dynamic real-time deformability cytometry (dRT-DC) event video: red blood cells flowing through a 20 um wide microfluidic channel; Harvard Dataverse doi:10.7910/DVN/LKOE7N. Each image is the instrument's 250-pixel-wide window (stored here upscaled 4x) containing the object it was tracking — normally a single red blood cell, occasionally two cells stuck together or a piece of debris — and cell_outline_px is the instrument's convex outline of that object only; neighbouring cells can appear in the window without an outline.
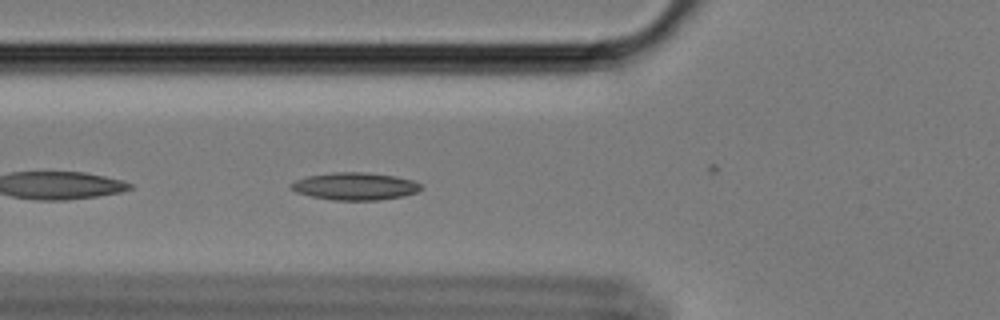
{"species": "Egyptian fruit bat (a non-hibernating species)", "species_latin": "Rousettus aegyptiacus", "temperature_condition": "cold", "stored_images_in_passage": 11, "camera_frame_rate_fps": 3000, "um_per_image_px": 0.085, "animal": {"sex": "female"}, "frame": {"image": 1, "passage_image": 5, "time_ms": 1.333, "image_size_px": [1000, 320], "cell_outline_px": [[424, 188], [416, 192], [404, 196], [380, 200], [332, 200], [312, 196], [296, 192], [288, 188], [288, 184], [296, 180], [308, 176], [332, 172], [364, 172], [396, 176], [412, 180], [420, 184]], "centroid_in_image_um": [30.16, 15.83], "position_along_channel_um": 95.6, "area_um2": 20.92}}
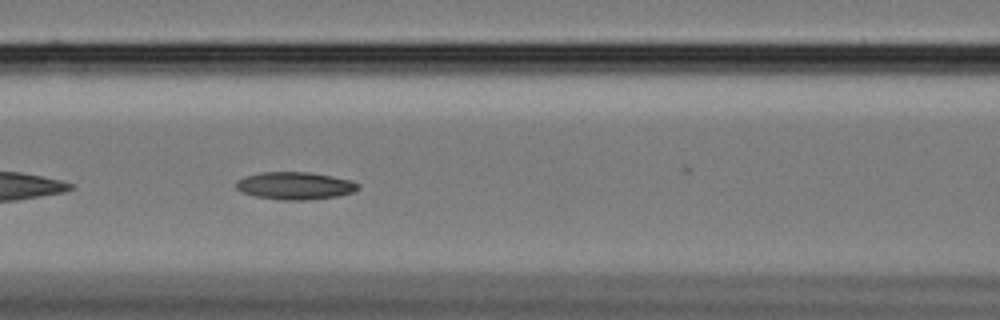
{"frame": {"image": 2, "passage_image": 9, "time_ms": 2.667, "image_size_px": [1000, 320], "cell_outline_px": [[360, 188], [352, 192], [336, 196], [308, 200], [280, 200], [256, 196], [240, 192], [236, 188], [236, 180], [244, 176], [260, 172], [308, 172], [332, 176], [352, 180], [360, 184]], "centroid_in_image_um": [25.06, 15.78], "position_along_channel_um": 141.5, "area_um2": 19.71}}
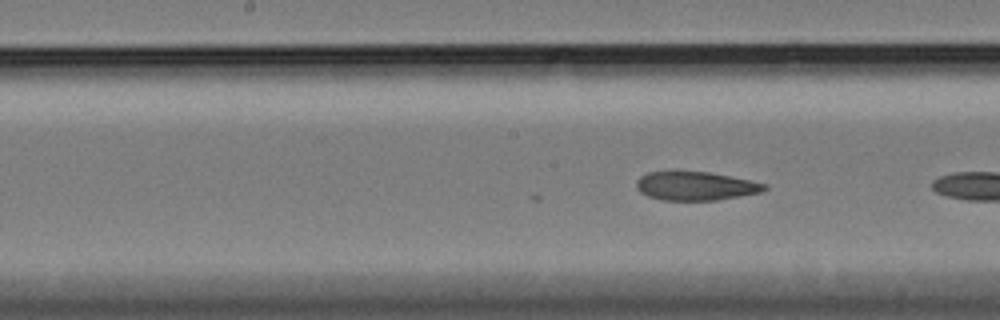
{"frame": {"image": 3, "passage_image": 11, "time_ms": 3.333, "image_size_px": [1000, 320], "cell_outline_px": [[768, 188], [760, 192], [740, 196], [716, 200], [664, 200], [648, 196], [640, 192], [636, 188], [636, 180], [640, 176], [648, 172], [708, 172], [768, 184]], "centroid_in_image_um": [59.11, 15.81], "position_along_channel_um": 189.1, "area_um2": 21.15}}